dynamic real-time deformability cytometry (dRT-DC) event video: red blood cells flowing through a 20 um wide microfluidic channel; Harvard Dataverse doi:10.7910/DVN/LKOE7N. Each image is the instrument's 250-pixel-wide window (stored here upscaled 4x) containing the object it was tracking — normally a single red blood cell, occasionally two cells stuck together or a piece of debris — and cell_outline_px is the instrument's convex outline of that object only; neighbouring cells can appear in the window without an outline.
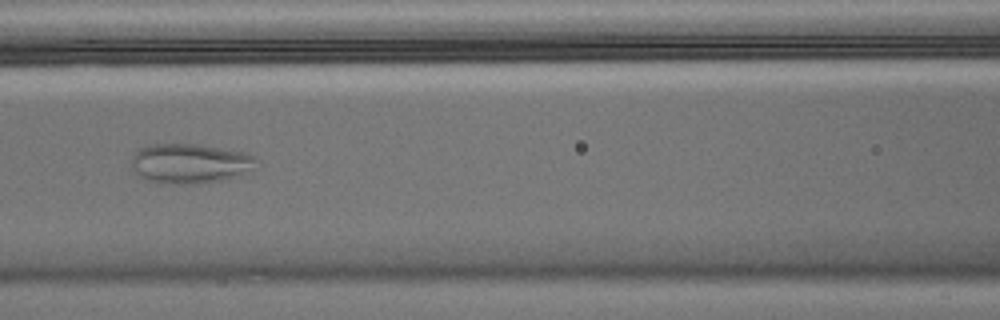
{"species": "Egyptian fruit bat (a non-hibernating species)", "species_latin": "Rousettus aegyptiacus", "temperature_condition": "warm", "stored_images_in_passage": 6, "camera_frame_rate_fps": 3000, "um_per_image_px": 0.085, "animal": {"sex": "male"}, "frame": {"image": 1, "passage_image": 6, "time_ms": 1.667, "image_size_px": [1000, 320], "cell_outline_px": [[264, 164], [252, 180], [228, 184], [200, 188], [152, 184], [140, 180], [128, 168], [128, 164], [136, 148], [156, 140], [204, 144], [252, 152]], "centroid_in_image_um": [16.36, 13.99], "position_along_channel_um": 150.2, "area_um2": 35.37}}